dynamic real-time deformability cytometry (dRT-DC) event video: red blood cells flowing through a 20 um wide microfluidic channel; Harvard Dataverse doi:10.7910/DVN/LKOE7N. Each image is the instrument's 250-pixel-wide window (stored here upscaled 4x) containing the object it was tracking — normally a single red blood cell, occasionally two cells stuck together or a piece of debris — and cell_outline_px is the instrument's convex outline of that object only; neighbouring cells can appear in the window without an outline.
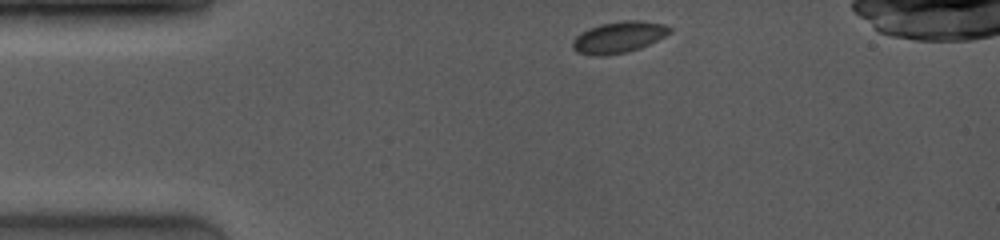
{"species": "common noctule bat (a hibernating species)", "species_latin": "Nyctalus noctula", "temperature_condition": "room temperature", "stored_images_in_passage": 28, "camera_frame_rate_fps": 4000, "um_per_image_px": 0.085, "animal": {"sex": "female", "body_mass_g": 19.0, "forearm_length_mm": 53.3}, "frame": {"image": 1, "passage_image": 1, "time_ms": 0.0, "image_size_px": [1000, 240], "cell_outline_px": [[672, 32], [640, 48], [628, 52], [604, 56], [592, 56], [576, 52], [572, 48], [572, 40], [580, 32], [588, 28], [600, 24], [624, 20], [640, 20], [664, 24], [672, 28]], "centroid_in_image_um": [52.55, 3.17], "position_along_channel_um": 32.4, "area_um2": 17.98}}
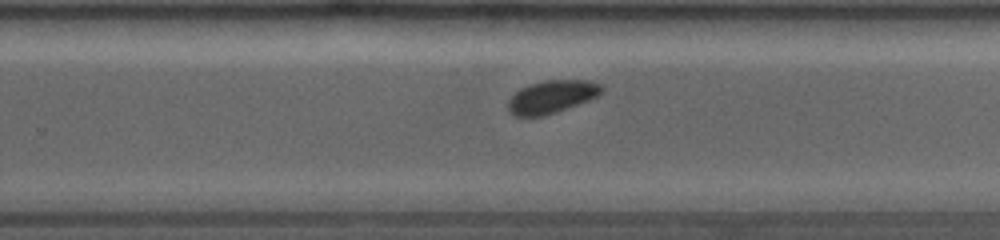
{"frame": {"image": 2, "passage_image": 18, "time_ms": 7.25, "image_size_px": [1000, 240], "cell_outline_px": [[604, 88], [596, 96], [588, 100], [556, 112], [544, 116], [512, 116], [508, 112], [508, 100], [520, 88], [544, 80], [588, 80], [604, 84]], "centroid_in_image_um": [46.89, 8.22], "position_along_channel_um": 282.9, "area_um2": 17.86}}
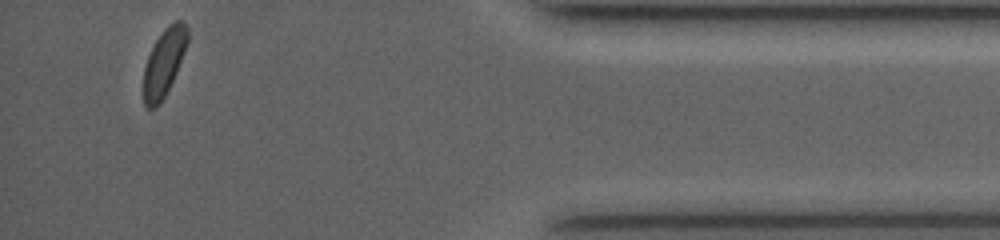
{"frame": {"image": 3, "passage_image": 28, "time_ms": 11.5, "image_size_px": [1000, 240], "cell_outline_px": [[188, 40], [184, 52], [176, 72], [160, 104], [156, 108], [148, 108], [144, 104], [144, 68], [148, 56], [156, 40], [164, 28], [168, 24], [176, 20], [184, 20], [188, 28]], "centroid_in_image_um": [13.95, 5.27], "position_along_channel_um": 421.2, "area_um2": 17.05}, "authors_computed_cell_mechanics": {"area_um2": 18.1781, "velocity_mm_per_s": 4.1002, "shape_relaxation_time_tau1_ms": 0.5854, "shape_relaxation_time_tau2_ms": null, "deformation_change_tau1": 0.0431, "deformation_change_tau2": null}}